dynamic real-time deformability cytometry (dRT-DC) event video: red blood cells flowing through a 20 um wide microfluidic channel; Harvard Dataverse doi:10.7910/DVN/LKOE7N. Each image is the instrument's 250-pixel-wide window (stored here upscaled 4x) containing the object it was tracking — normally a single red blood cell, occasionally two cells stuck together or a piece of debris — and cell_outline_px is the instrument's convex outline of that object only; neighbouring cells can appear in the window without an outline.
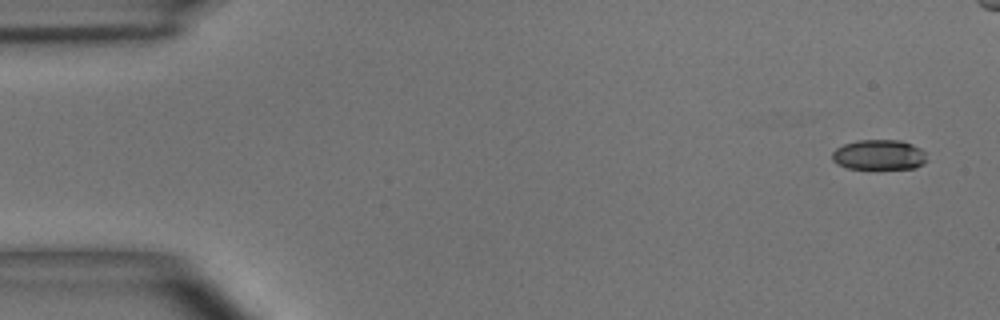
{"species": "common noctule bat (a hibernating species)", "species_latin": "Nyctalus noctula", "temperature_condition": "room temperature", "stored_images_in_passage": 2, "camera_frame_rate_fps": 3000, "um_per_image_px": 0.085, "animal": {"sex": "male", "body_mass_g": 15.6}, "frame": {"image": 1, "passage_image": 1, "time_ms": 0.0, "image_size_px": [1000, 320], "cell_outline_px": [[928, 160], [924, 164], [916, 168], [848, 168], [836, 164], [832, 160], [832, 152], [836, 148], [844, 144], [856, 140], [900, 140], [912, 144], [920, 148], [924, 152]], "centroid_in_image_um": [74.72, 13.15], "position_along_channel_um": 10.3, "area_um2": 16.7}}